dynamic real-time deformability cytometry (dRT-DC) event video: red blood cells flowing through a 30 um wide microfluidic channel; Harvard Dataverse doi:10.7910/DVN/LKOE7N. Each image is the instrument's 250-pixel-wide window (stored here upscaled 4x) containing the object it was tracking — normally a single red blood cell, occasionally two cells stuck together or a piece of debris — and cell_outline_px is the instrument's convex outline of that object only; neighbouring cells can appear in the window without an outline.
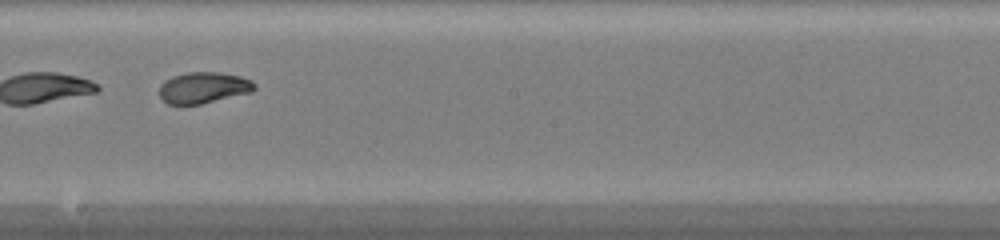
{"species": "common noctule bat (a hibernating species)", "species_latin": "Nyctalus noctula", "temperature_condition": "warm", "stored_images_in_passage": 30, "camera_frame_rate_fps": 3000, "um_per_image_px": 0.085, "animal": {"sex": "female", "body_mass_g": 20.0, "forearm_length_mm": 54.0}, "frame": {"image": 1, "passage_image": 13, "time_ms": 4.0, "image_size_px": [1000, 240], "cell_outline_px": [[256, 88], [252, 92], [200, 104], [168, 104], [160, 96], [160, 84], [164, 80], [172, 76], [188, 72], [220, 72], [240, 76], [252, 80], [256, 84]], "centroid_in_image_um": [17.31, 7.44], "position_along_channel_um": 230.9, "area_um2": 17.34}}
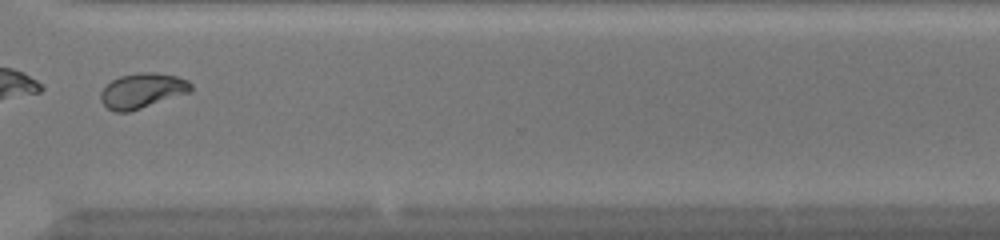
{"frame": {"image": 2, "passage_image": 22, "time_ms": 7.0, "image_size_px": [1000, 240], "cell_outline_px": [[192, 92], [128, 112], [116, 112], [108, 108], [100, 100], [100, 92], [112, 80], [120, 76], [136, 72], [156, 72], [176, 76], [188, 80], [192, 84]], "centroid_in_image_um": [12.12, 7.7], "position_along_channel_um": 358.5, "area_um2": 18.5}, "authors_computed_cell_mechanics": {"area_um2": 18.1781, "velocity_mm_per_s": 4.2367, "shape_relaxation_time_tau1_ms": 2.7125, "shape_relaxation_time_tau2_ms": null, "deformation_change_tau1": 0.1994, "deformation_change_tau2": null}}